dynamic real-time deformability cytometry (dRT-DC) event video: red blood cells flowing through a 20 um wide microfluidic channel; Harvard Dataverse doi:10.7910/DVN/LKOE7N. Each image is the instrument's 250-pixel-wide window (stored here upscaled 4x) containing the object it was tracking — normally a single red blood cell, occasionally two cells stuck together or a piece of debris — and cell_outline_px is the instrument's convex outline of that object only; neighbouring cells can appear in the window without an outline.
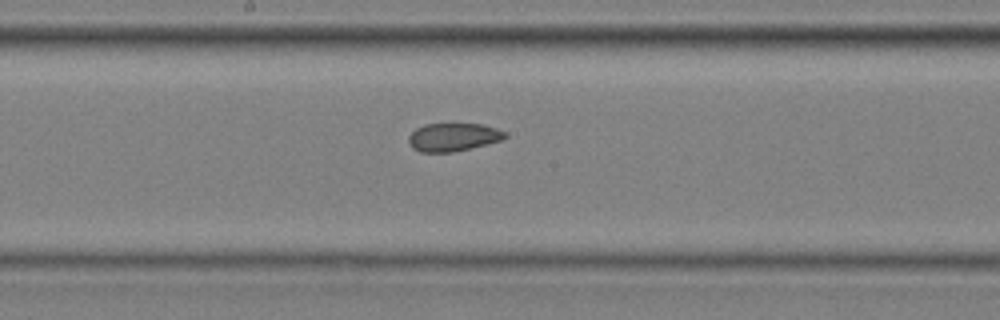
{"species": "common noctule bat (a hibernating species)", "species_latin": "Nyctalus noctula", "temperature_condition": "cold", "stored_images_in_passage": 9, "camera_frame_rate_fps": 3000, "um_per_image_px": 0.085, "animal": {"sex": "male", "body_mass_g": 20.4}, "frame": {"image": 1, "passage_image": 9, "time_ms": 2.667, "image_size_px": [1000, 320], "cell_outline_px": [[508, 136], [500, 140], [452, 152], [420, 152], [412, 148], [408, 140], [408, 136], [416, 128], [424, 124], [484, 124], [496, 128], [504, 132]], "centroid_in_image_um": [38.47, 11.64], "position_along_channel_um": 209.7, "area_um2": 15.61}}